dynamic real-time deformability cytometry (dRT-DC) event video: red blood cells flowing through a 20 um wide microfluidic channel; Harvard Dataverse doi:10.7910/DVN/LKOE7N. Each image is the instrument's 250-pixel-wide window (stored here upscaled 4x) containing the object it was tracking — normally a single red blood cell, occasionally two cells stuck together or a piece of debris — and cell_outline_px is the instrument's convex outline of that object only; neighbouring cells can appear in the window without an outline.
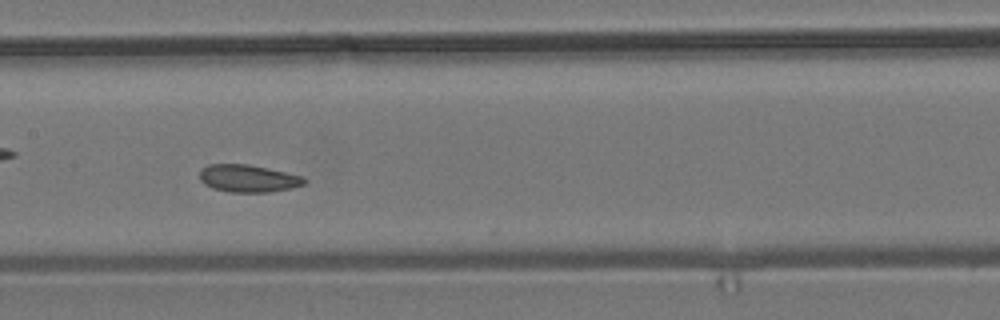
{"species": "common noctule bat (a hibernating species)", "species_latin": "Nyctalus noctula", "temperature_condition": "room temperature", "stored_images_in_passage": 13, "camera_frame_rate_fps": 3000, "um_per_image_px": 0.085, "animal": {"sex": "male", "body_mass_g": 19.2, "forearm_length_mm": 51.8}, "frame": {"image": 1, "passage_image": 6, "time_ms": 1.667, "image_size_px": [1000, 320], "cell_outline_px": [[308, 180], [304, 184], [292, 188], [268, 192], [228, 192], [212, 188], [204, 184], [200, 180], [200, 168], [208, 164], [248, 164], [304, 176]], "centroid_in_image_um": [21.09, 15.16], "position_along_channel_um": 186.3, "area_um2": 16.88}}
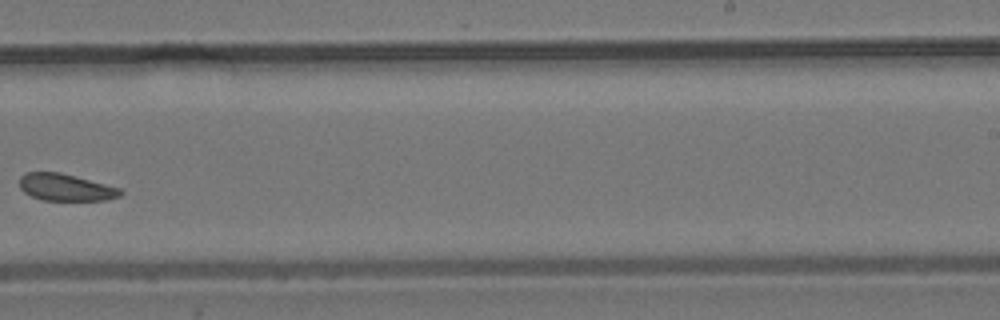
{"frame": {"image": 2, "passage_image": 8, "time_ms": 2.333, "image_size_px": [1000, 320], "cell_outline_px": [[124, 192], [120, 196], [108, 200], [40, 200], [24, 192], [20, 188], [20, 176], [24, 172], [60, 172], [120, 188]], "centroid_in_image_um": [5.57, 15.92], "position_along_channel_um": 283.4, "area_um2": 15.9}}